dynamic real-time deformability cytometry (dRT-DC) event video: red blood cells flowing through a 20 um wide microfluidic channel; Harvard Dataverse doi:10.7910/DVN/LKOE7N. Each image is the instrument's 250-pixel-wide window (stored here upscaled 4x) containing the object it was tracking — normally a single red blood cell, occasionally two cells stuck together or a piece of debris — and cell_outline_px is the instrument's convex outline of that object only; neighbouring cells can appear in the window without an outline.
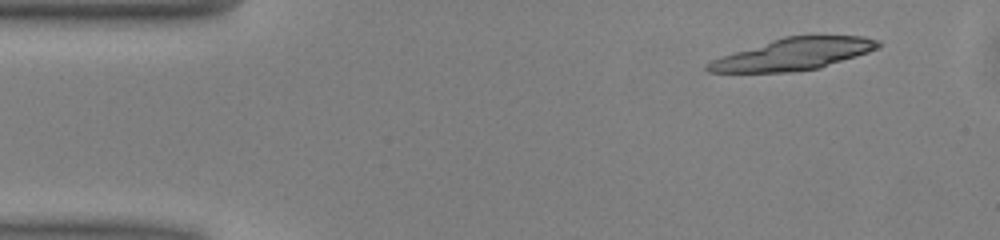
{"species": "common noctule bat (a hibernating species)", "species_latin": "Nyctalus noctula", "temperature_condition": "warm", "stored_images_in_passage": 18, "camera_frame_rate_fps": 3000, "um_per_image_px": 0.085, "animal": {"sex": "male", "body_mass_g": 13.0, "forearm_length_mm": 53.1}, "frame": {"image": 1, "passage_image": 4, "time_ms": 1.0, "image_size_px": [1000, 240], "cell_outline_px": [[884, 44], [880, 48], [820, 68], [792, 72], [708, 72], [704, 68], [704, 64], [720, 56], [784, 36], [864, 36], [880, 40]], "centroid_in_image_um": [67.46, 4.6], "position_along_channel_um": 17.5, "area_um2": 31.73}}